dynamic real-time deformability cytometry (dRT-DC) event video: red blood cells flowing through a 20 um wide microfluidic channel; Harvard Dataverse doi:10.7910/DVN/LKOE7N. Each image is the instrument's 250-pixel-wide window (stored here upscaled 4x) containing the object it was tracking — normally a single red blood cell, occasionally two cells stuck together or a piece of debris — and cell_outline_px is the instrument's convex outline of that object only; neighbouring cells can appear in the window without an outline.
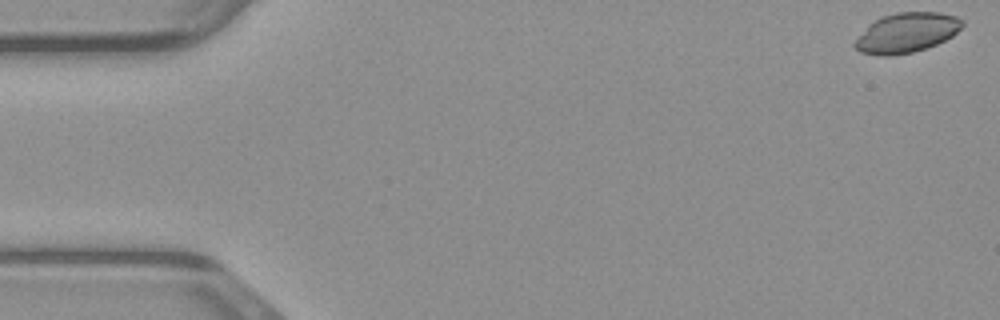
{"species": "common noctule bat (a hibernating species)", "species_latin": "Nyctalus noctula", "temperature_condition": "warm", "stored_images_in_passage": 48, "camera_frame_rate_fps": 3000, "um_per_image_px": 0.085, "animal": {"sex": "male", "body_mass_g": 23.1, "forearm_length_mm": 52.7}, "frame": {"image": 1, "passage_image": 1, "time_ms": 0.0, "image_size_px": [1000, 320], "cell_outline_px": [[960, 28], [952, 36], [936, 44], [912, 52], [864, 52], [856, 48], [856, 40], [876, 20], [884, 16], [900, 12], [932, 12], [952, 16], [960, 20]], "centroid_in_image_um": [77.13, 2.73], "position_along_channel_um": 7.9, "area_um2": 22.89}}
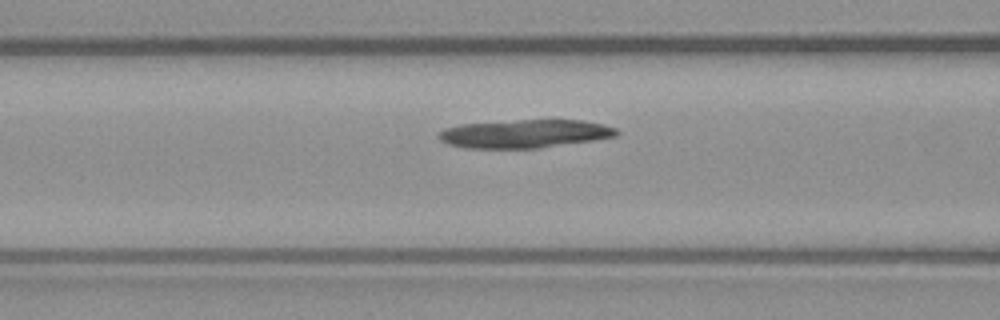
{"frame": {"image": 2, "passage_image": 19, "time_ms": 6.0, "image_size_px": [1000, 320], "cell_outline_px": [[616, 132], [612, 136], [588, 140], [532, 148], [472, 148], [452, 144], [444, 140], [440, 136], [440, 132], [448, 128], [464, 124], [524, 120], [576, 120], [600, 124], [612, 128]], "centroid_in_image_um": [44.55, 11.36], "position_along_channel_um": 122.0, "area_um2": 27.63}}
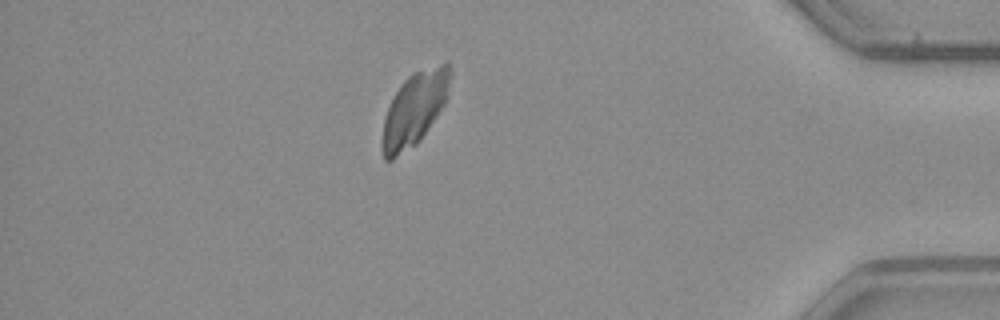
{"frame": {"image": 3, "passage_image": 42, "time_ms": 13.667, "image_size_px": [1000, 320], "cell_outline_px": [[448, 76], [444, 104], [424, 132], [412, 144], [392, 160], [384, 160], [384, 120], [388, 108], [396, 92], [416, 72], [444, 64], [448, 64]], "centroid_in_image_um": [35.19, 9.28], "position_along_channel_um": 400.0, "area_um2": 26.3}}